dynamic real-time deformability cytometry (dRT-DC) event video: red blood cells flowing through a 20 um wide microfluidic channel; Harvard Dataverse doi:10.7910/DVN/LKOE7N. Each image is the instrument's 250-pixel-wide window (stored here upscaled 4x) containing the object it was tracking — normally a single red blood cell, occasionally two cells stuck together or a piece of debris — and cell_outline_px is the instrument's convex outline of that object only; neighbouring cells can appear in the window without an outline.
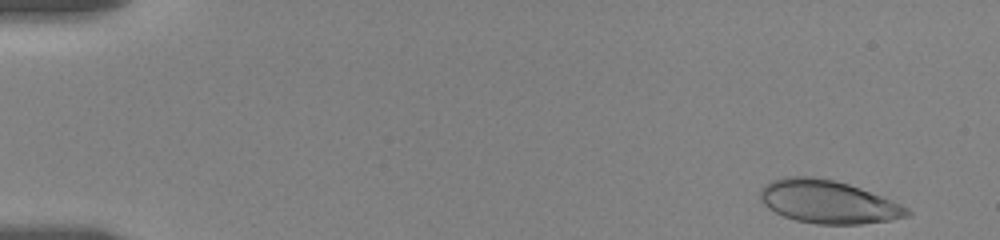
{"species": "human", "species_latin": "Homo sapiens", "temperature_condition": "room temperature", "stored_images_in_passage": 55, "camera_frame_rate_fps": 3000, "um_per_image_px": 0.085, "donor": {"sex": "female"}, "frame": {"image": 1, "passage_image": 1, "time_ms": 0.0, "image_size_px": [1000, 240], "cell_outline_px": [[912, 212], [908, 216], [888, 220], [860, 224], [816, 224], [796, 220], [784, 216], [768, 208], [760, 200], [760, 188], [764, 184], [772, 180], [784, 176], [812, 176], [832, 180], [848, 184], [860, 188], [900, 204], [908, 208]], "centroid_in_image_um": [70.33, 17.15], "position_along_channel_um": 14.7, "area_um2": 36.65}}
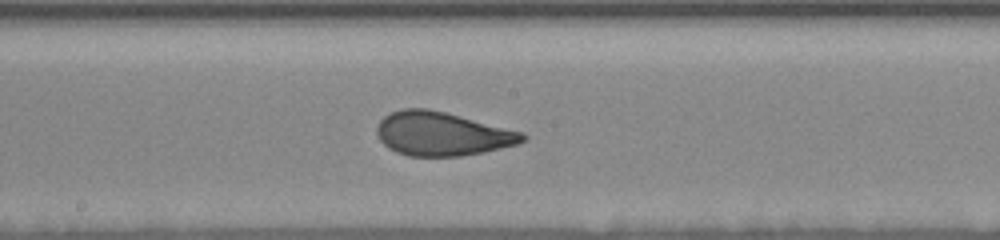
{"frame": {"image": 2, "passage_image": 29, "time_ms": 9.333, "image_size_px": [1000, 240], "cell_outline_px": [[528, 136], [520, 144], [484, 152], [460, 156], [408, 156], [396, 152], [388, 148], [380, 140], [376, 132], [376, 128], [380, 120], [384, 116], [392, 112], [404, 108], [428, 108], [524, 132]], "centroid_in_image_um": [37.58, 11.38], "position_along_channel_um": 210.6, "area_um2": 37.22}}
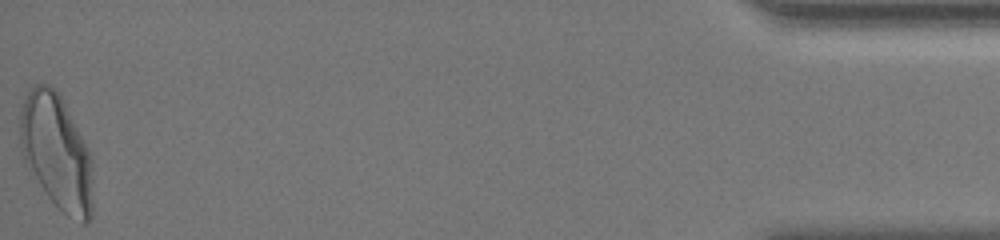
{"frame": {"image": 3, "passage_image": 55, "time_ms": 18.0, "image_size_px": [1000, 240], "cell_outline_px": [[92, 216], [88, 224], [84, 224], [68, 216], [48, 196], [24, 160], [20, 140], [20, 112], [24, 100], [28, 92], [36, 84], [52, 84], [60, 96], [88, 148], [92, 168]], "centroid_in_image_um": [4.82, 12.92], "position_along_channel_um": 430.4, "area_um2": 48.15}, "authors_computed_cell_mechanics": {"area_um2": 37.2232, "velocity_mm_per_s": 3.501, "shape_relaxation_time_tau1_ms": 6.5719, "shape_relaxation_time_tau2_ms": null, "deformation_change_tau1": 0.2033, "deformation_change_tau2": null}}